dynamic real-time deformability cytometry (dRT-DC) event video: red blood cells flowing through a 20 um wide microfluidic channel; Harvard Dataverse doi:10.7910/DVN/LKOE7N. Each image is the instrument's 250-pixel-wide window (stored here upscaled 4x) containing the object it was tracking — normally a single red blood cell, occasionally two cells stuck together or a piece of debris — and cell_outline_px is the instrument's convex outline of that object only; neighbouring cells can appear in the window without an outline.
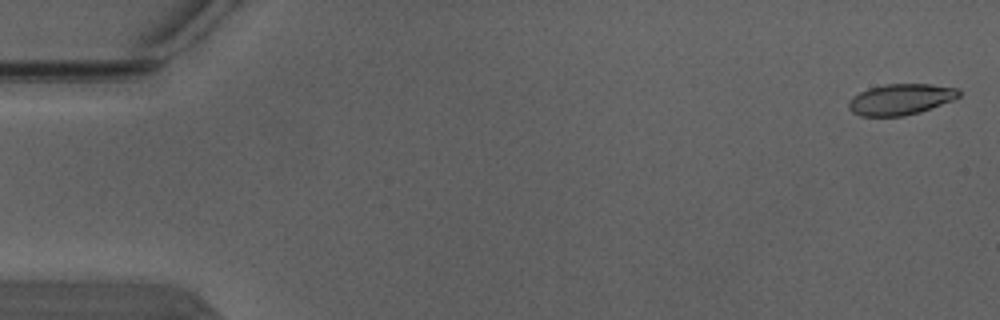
{"species": "Egyptian fruit bat (a non-hibernating species)", "species_latin": "Rousettus aegyptiacus", "temperature_condition": "warm", "stored_images_in_passage": 3, "camera_frame_rate_fps": 3000, "um_per_image_px": 0.085, "animal": {"sex": "male"}, "frame": {"image": 1, "passage_image": 1, "time_ms": 0.0, "image_size_px": [1000, 320], "cell_outline_px": [[960, 96], [952, 100], [920, 112], [904, 116], [860, 116], [852, 112], [848, 108], [848, 100], [852, 96], [868, 88], [884, 84], [932, 84], [960, 88]], "centroid_in_image_um": [76.54, 8.44], "position_along_channel_um": 8.5, "area_um2": 20.06}}
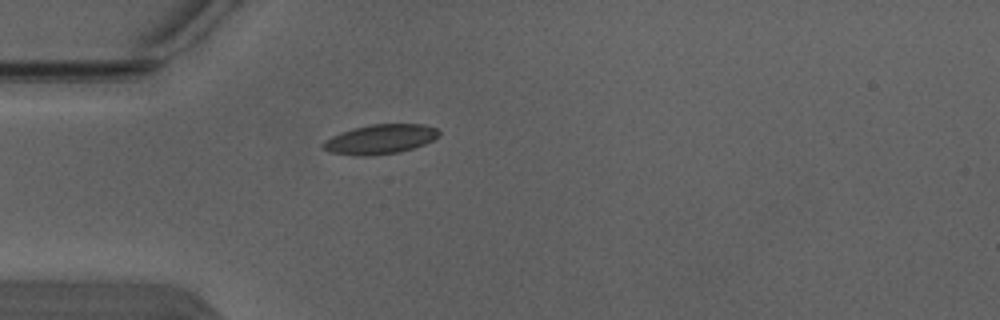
{"frame": {"image": 2, "passage_image": 3, "time_ms": 0.667, "image_size_px": [1000, 320], "cell_outline_px": [[440, 136], [424, 144], [400, 152], [368, 156], [364, 156], [332, 152], [324, 148], [320, 144], [324, 140], [340, 132], [352, 128], [372, 124], [424, 124], [436, 128], [440, 132]], "centroid_in_image_um": [32.33, 11.82], "position_along_channel_um": 52.7, "area_um2": 19.88}}